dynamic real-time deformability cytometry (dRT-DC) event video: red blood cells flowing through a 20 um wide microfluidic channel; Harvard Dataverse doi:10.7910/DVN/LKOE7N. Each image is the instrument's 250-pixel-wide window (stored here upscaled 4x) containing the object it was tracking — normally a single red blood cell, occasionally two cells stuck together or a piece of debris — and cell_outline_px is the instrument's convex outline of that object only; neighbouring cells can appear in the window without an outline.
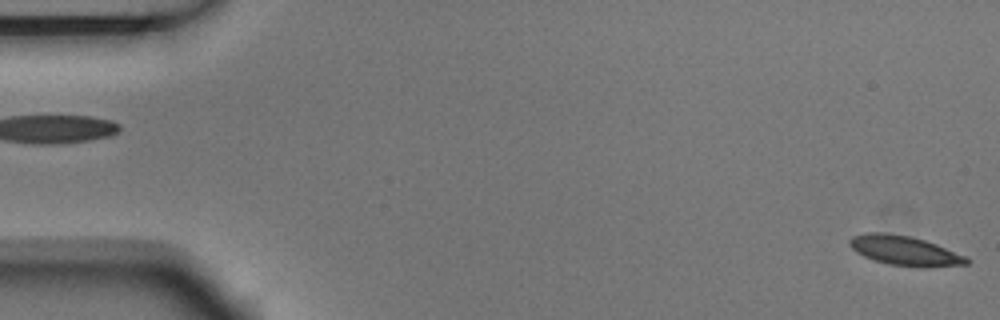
{"species": "Egyptian fruit bat (a non-hibernating species)", "species_latin": "Rousettus aegyptiacus", "temperature_condition": "room temperature", "stored_images_in_passage": 5, "segment_of_instrument_passage": [2, 2], "camera_frame_rate_fps": 3000, "um_per_image_px": 0.085, "animal": {"sex": "male"}, "frame": {"image": 1, "passage_image": 5, "time_ms": 1.333, "image_size_px": [1000, 320], "cell_outline_px": [[972, 260], [968, 264], [924, 268], [888, 264], [872, 260], [856, 252], [848, 244], [848, 240], [852, 236], [868, 232], [884, 232], [908, 236], [924, 240], [936, 244], [968, 256]], "centroid_in_image_um": [76.92, 21.32], "position_along_channel_um": 8.1, "area_um2": 20.46}}